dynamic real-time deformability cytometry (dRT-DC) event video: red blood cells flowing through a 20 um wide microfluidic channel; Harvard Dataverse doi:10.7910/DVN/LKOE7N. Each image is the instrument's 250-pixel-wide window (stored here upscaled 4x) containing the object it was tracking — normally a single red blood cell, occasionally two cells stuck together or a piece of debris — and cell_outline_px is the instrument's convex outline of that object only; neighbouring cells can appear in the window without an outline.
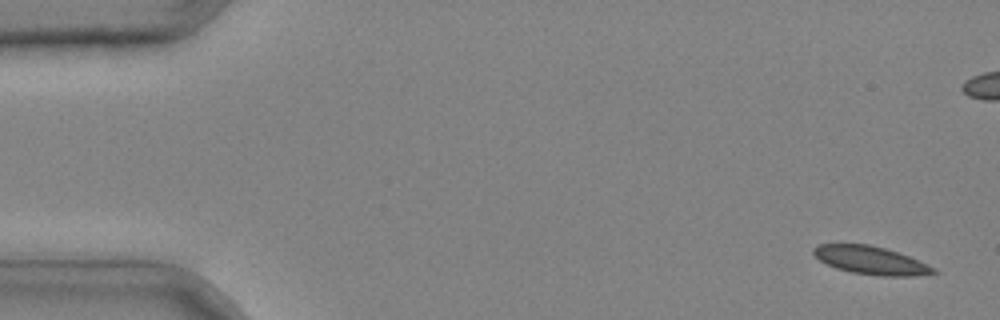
{"species": "common noctule bat (a hibernating species)", "species_latin": "Nyctalus noctula", "temperature_condition": "cold", "stored_images_in_passage": 10, "camera_frame_rate_fps": 3000, "um_per_image_px": 0.085, "animal": {"sex": "male", "body_mass_g": 20.4}, "frame": {"image": 1, "passage_image": 2, "time_ms": 0.333, "image_size_px": [1000, 320], "cell_outline_px": [[940, 272], [916, 276], [880, 276], [852, 272], [836, 268], [820, 260], [812, 252], [812, 248], [816, 244], [868, 244], [884, 248], [908, 256], [936, 268]], "centroid_in_image_um": [74.02, 22.13], "position_along_channel_um": 11.0, "area_um2": 19.54}}